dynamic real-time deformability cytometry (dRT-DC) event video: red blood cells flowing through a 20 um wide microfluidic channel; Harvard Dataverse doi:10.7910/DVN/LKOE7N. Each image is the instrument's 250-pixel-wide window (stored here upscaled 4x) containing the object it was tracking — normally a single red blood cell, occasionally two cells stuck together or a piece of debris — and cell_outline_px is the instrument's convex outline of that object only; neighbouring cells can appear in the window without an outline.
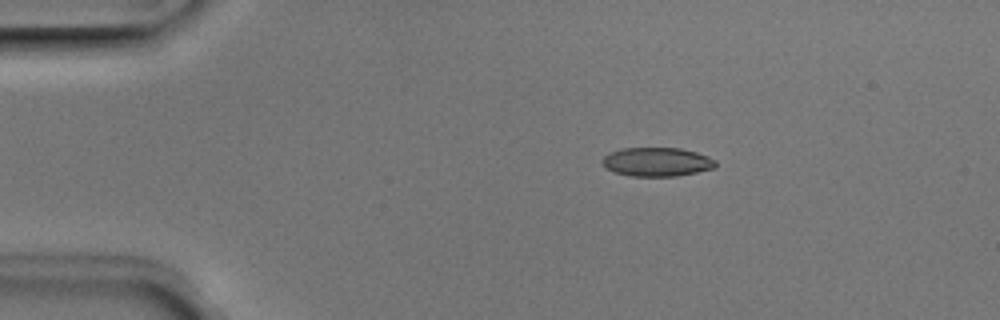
{"species": "Egyptian fruit bat (a non-hibernating species)", "species_latin": "Rousettus aegyptiacus", "temperature_condition": "room temperature", "stored_images_in_passage": 51, "camera_frame_rate_fps": 3000, "um_per_image_px": 0.085, "animal": {"sex": "male"}, "frame": {"image": 1, "passage_image": 9, "time_ms": 2.667, "image_size_px": [1000, 320], "cell_outline_px": [[716, 168], [676, 176], [632, 176], [616, 172], [608, 168], [604, 164], [604, 156], [620, 148], [680, 148], [696, 152], [708, 156], [716, 160]], "centroid_in_image_um": [55.9, 13.75], "position_along_channel_um": 29.1, "area_um2": 18.84}}
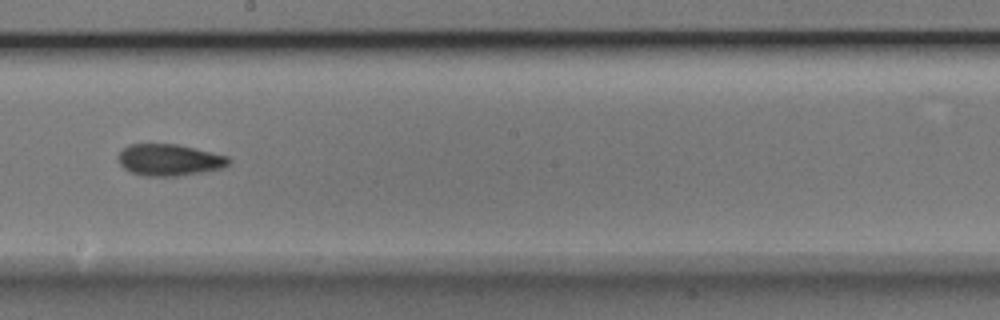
{"frame": {"image": 2, "passage_image": 29, "time_ms": 9.333, "image_size_px": [1000, 320], "cell_outline_px": [[232, 160], [224, 168], [204, 172], [176, 176], [140, 176], [124, 168], [120, 164], [116, 156], [128, 144], [176, 144], [212, 152], [228, 156]], "centroid_in_image_um": [14.39, 13.6], "position_along_channel_um": 233.8, "area_um2": 20.52}}
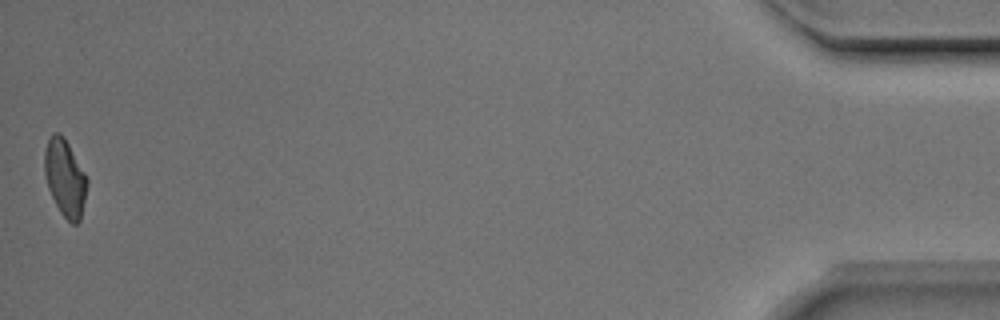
{"frame": {"image": 3, "passage_image": 51, "time_ms": 16.667, "image_size_px": [1000, 320], "cell_outline_px": [[88, 184], [80, 220], [76, 224], [72, 224], [60, 212], [48, 188], [44, 172], [44, 152], [48, 140], [52, 132], [60, 132], [64, 136], [84, 172], [88, 180]], "centroid_in_image_um": [5.52, 15.1], "position_along_channel_um": 429.7, "area_um2": 19.02}, "authors_computed_cell_mechanics": {"area_um2": 19.5364, "velocity_mm_per_s": 3.9458, "shape_relaxation_time_tau1_ms": 7.791, "shape_relaxation_time_tau2_ms": 4.9629, "deformation_change_tau1": 0.2048, "deformation_change_tau2": 0.1298}}